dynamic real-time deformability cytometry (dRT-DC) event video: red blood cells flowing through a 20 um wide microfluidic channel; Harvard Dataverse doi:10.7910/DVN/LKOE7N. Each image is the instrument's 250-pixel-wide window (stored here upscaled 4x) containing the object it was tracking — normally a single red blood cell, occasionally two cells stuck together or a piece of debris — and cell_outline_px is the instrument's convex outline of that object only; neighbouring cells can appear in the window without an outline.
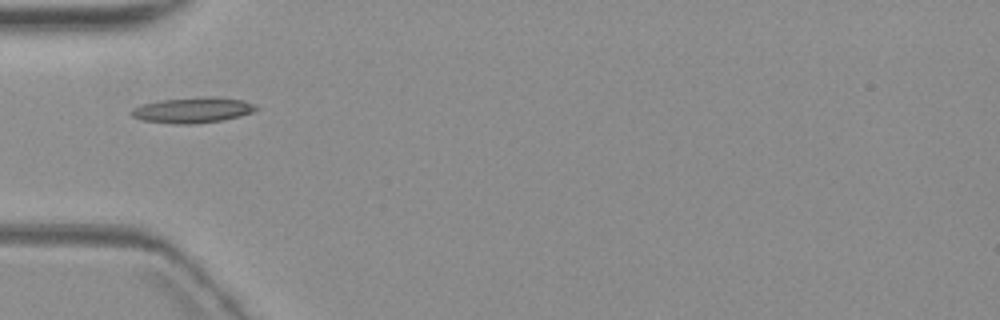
{"species": "common noctule bat (a hibernating species)", "species_latin": "Nyctalus noctula", "temperature_condition": "warm", "stored_images_in_passage": 3, "camera_frame_rate_fps": 3000, "um_per_image_px": 0.085, "animal": {"sex": "female", "body_mass_g": 19.3, "forearm_length_mm": 54.1}, "frame": {"image": 1, "passage_image": 1, "time_ms": 0.0, "image_size_px": [1000, 320], "cell_outline_px": [[260, 108], [252, 112], [240, 116], [224, 120], [192, 124], [176, 124], [144, 120], [132, 116], [128, 112], [132, 108], [140, 104], [160, 100], [244, 100]], "centroid_in_image_um": [16.29, 9.42], "position_along_channel_um": 68.7, "area_um2": 17.4}}
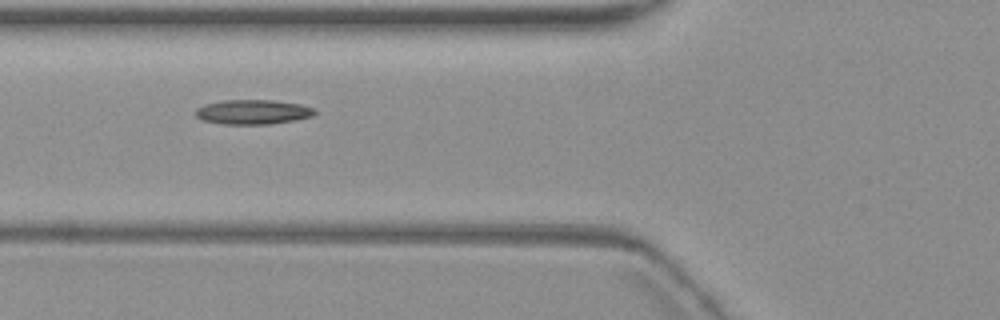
{"frame": {"image": 2, "passage_image": 2, "time_ms": 1.0, "image_size_px": [1000, 320], "cell_outline_px": [[320, 112], [312, 116], [296, 120], [268, 124], [220, 124], [204, 120], [196, 116], [196, 108], [204, 104], [224, 100], [272, 100], [300, 104], [312, 108]], "centroid_in_image_um": [21.51, 9.52], "position_along_channel_um": 104.3, "area_um2": 17.11}}